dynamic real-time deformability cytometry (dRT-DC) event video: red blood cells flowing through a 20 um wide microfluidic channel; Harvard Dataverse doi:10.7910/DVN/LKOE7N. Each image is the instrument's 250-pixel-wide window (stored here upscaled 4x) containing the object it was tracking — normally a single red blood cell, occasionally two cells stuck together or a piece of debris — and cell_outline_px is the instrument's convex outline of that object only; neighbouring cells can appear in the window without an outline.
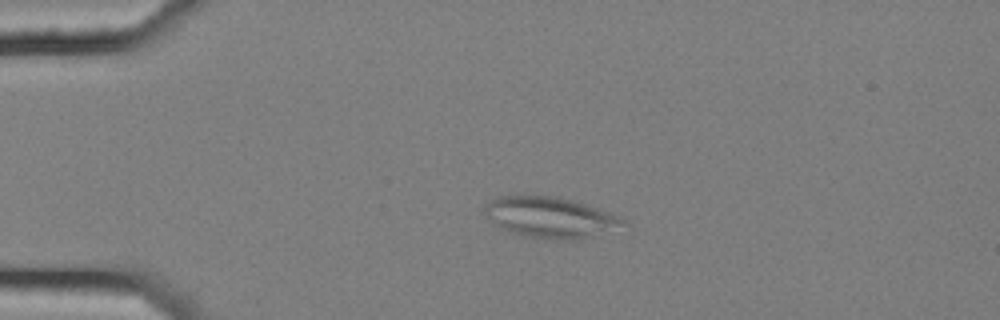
{"species": "common noctule bat (a hibernating species)", "species_latin": "Nyctalus noctula", "temperature_condition": "cold", "stored_images_in_passage": 4, "camera_frame_rate_fps": 3000, "um_per_image_px": 0.085, "animal": {"sex": "female", "body_mass_g": 25.1}, "frame": {"image": 1, "passage_image": 3, "time_ms": 0.667, "image_size_px": [1000, 320], "cell_outline_px": [[632, 228], [580, 240], [552, 240], [508, 232], [496, 228], [480, 212], [484, 204], [496, 196], [524, 192], [560, 196], [612, 212], [628, 220]], "centroid_in_image_um": [46.82, 18.45], "position_along_channel_um": 38.2, "area_um2": 35.72}}